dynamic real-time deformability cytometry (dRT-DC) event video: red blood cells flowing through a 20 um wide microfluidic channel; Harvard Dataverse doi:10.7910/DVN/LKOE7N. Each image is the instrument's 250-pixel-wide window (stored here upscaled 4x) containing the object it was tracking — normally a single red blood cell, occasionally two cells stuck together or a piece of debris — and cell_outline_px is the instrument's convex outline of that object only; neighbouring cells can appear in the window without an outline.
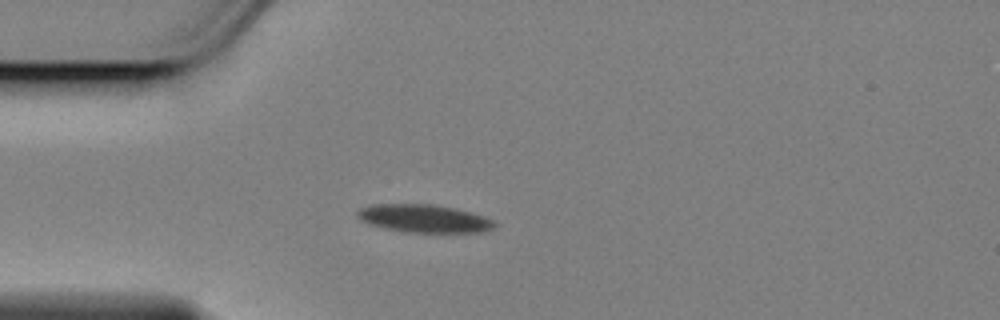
{"species": "Egyptian fruit bat (a non-hibernating species)", "species_latin": "Rousettus aegyptiacus", "temperature_condition": "cold", "stored_images_in_passage": 44, "camera_frame_rate_fps": 3000, "um_per_image_px": 0.085, "animal": {"sex": "female"}, "frame": {"image": 1, "passage_image": 1, "time_ms": 0.0, "image_size_px": [1000, 320], "cell_outline_px": [[496, 228], [480, 232], [404, 232], [384, 228], [368, 224], [360, 220], [356, 216], [356, 212], [360, 208], [372, 204], [432, 204], [456, 208], [484, 216], [496, 220]], "centroid_in_image_um": [36.04, 18.57], "position_along_channel_um": 49.0, "area_um2": 22.6}}
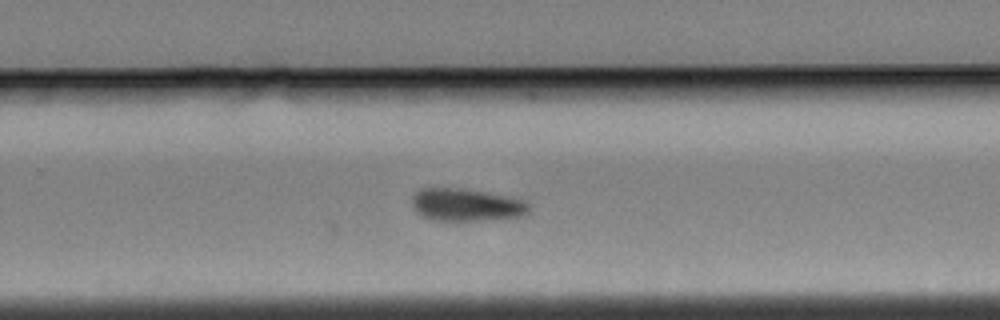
{"frame": {"image": 2, "passage_image": 23, "time_ms": 7.333, "image_size_px": [1000, 320], "cell_outline_px": [[528, 212], [524, 216], [480, 220], [432, 220], [420, 216], [416, 212], [412, 204], [412, 196], [420, 188], [460, 188], [524, 200], [528, 204]], "centroid_in_image_um": [39.57, 17.42], "position_along_channel_um": 290.2, "area_um2": 21.91}}
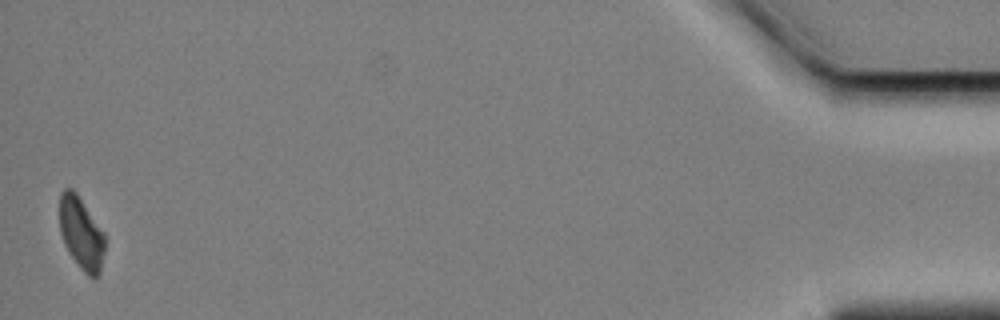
{"frame": {"image": 3, "passage_image": 43, "time_ms": 14.0, "image_size_px": [1000, 320], "cell_outline_px": [[104, 252], [100, 272], [96, 280], [88, 276], [80, 268], [68, 252], [64, 244], [60, 232], [60, 192], [64, 188], [72, 188], [76, 192], [104, 232]], "centroid_in_image_um": [6.9, 19.84], "position_along_channel_um": 428.3, "area_um2": 19.19}}